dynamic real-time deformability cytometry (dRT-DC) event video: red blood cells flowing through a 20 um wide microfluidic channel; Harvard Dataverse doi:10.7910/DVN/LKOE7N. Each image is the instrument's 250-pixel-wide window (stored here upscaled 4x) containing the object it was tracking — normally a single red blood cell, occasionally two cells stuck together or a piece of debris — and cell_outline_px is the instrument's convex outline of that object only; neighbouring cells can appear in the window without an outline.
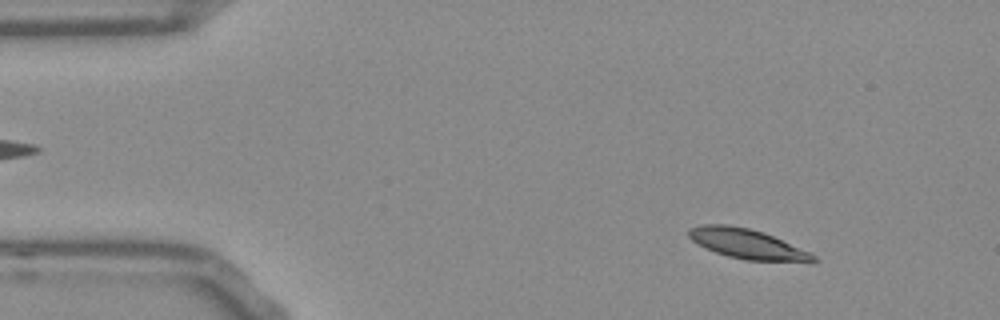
{"species": "Egyptian fruit bat (a non-hibernating species)", "species_latin": "Rousettus aegyptiacus", "temperature_condition": "room temperature", "stored_images_in_passage": 53, "camera_frame_rate_fps": 3000, "um_per_image_px": 0.085, "frame": {"image": 1, "passage_image": 6, "time_ms": 1.667, "image_size_px": [1000, 320], "cell_outline_px": [[820, 260], [812, 264], [744, 260], [728, 256], [716, 252], [692, 240], [688, 236], [688, 232], [692, 228], [704, 224], [728, 224], [748, 228], [764, 232], [808, 252], [816, 256]], "centroid_in_image_um": [63.63, 20.77], "position_along_channel_um": 21.4, "area_um2": 21.85}}
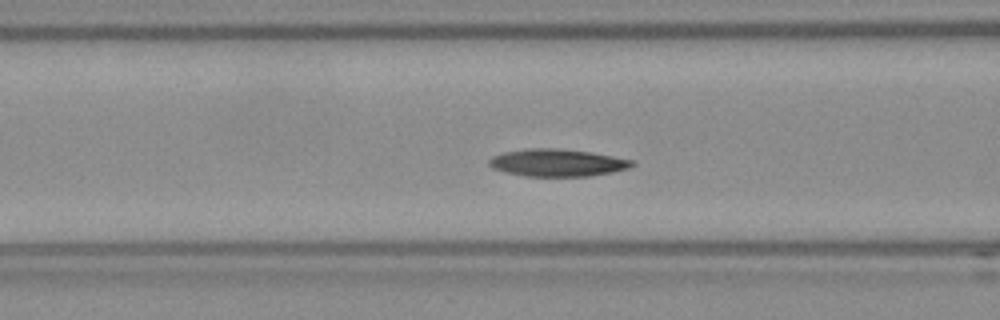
{"frame": {"image": 2, "passage_image": 20, "time_ms": 6.333, "image_size_px": [1000, 320], "cell_outline_px": [[636, 164], [628, 168], [612, 172], [588, 176], [524, 176], [504, 172], [492, 168], [488, 164], [488, 160], [492, 156], [504, 152], [524, 148], [560, 148], [592, 152], [636, 160]], "centroid_in_image_um": [47.37, 13.82], "position_along_channel_um": 119.2, "area_um2": 23.12}}
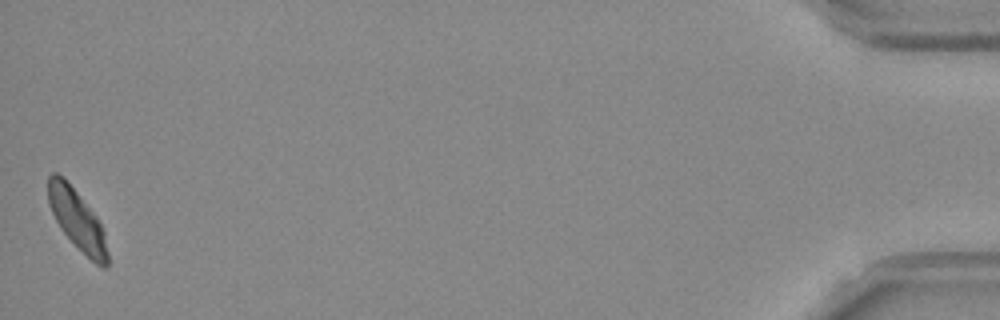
{"frame": {"image": 3, "passage_image": 53, "time_ms": 17.333, "image_size_px": [1000, 320], "cell_outline_px": [[108, 268], [100, 268], [60, 228], [48, 204], [48, 176], [52, 172], [56, 172], [64, 176], [96, 216], [104, 232], [108, 252]], "centroid_in_image_um": [6.55, 18.64], "position_along_channel_um": 428.6, "area_um2": 20.58}, "authors_computed_cell_mechanics": {"area_um2": 21.8484, "velocity_mm_per_s": 3.7149, "shape_relaxation_time_tau1_ms": null, "shape_relaxation_time_tau2_ms": 6.8751, "deformation_change_tau1": null, "deformation_change_tau2": 0.1049}}